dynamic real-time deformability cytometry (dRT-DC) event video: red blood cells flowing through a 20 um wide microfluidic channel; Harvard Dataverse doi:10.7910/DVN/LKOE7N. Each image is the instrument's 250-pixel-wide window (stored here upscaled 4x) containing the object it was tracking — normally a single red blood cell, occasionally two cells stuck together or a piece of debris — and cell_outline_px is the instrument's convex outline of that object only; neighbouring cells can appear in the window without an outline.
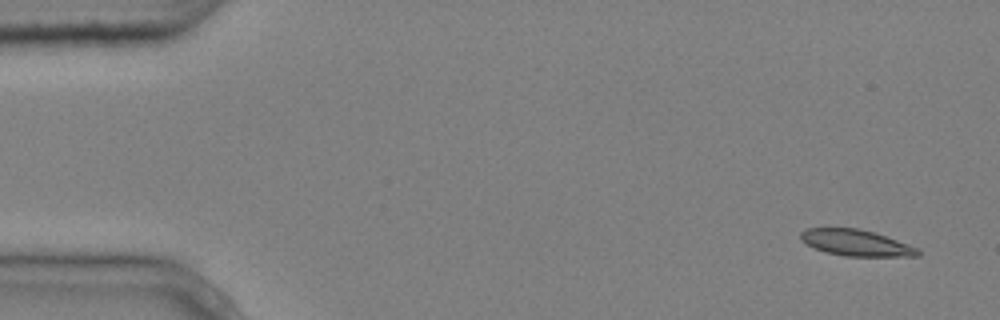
{"species": "common noctule bat (a hibernating species)", "species_latin": "Nyctalus noctula", "temperature_condition": "cold", "stored_images_in_passage": 8, "camera_frame_rate_fps": 3000, "um_per_image_px": 0.085, "animal": {"sex": "male", "body_mass_g": 20.4}, "frame": {"image": 1, "passage_image": 1, "time_ms": 0.0, "image_size_px": [1000, 320], "cell_outline_px": [[920, 256], [844, 256], [824, 252], [800, 240], [800, 232], [804, 228], [856, 228], [872, 232], [896, 240], [916, 248], [920, 252]], "centroid_in_image_um": [72.7, 20.64], "position_along_channel_um": 12.3, "area_um2": 17.63}}
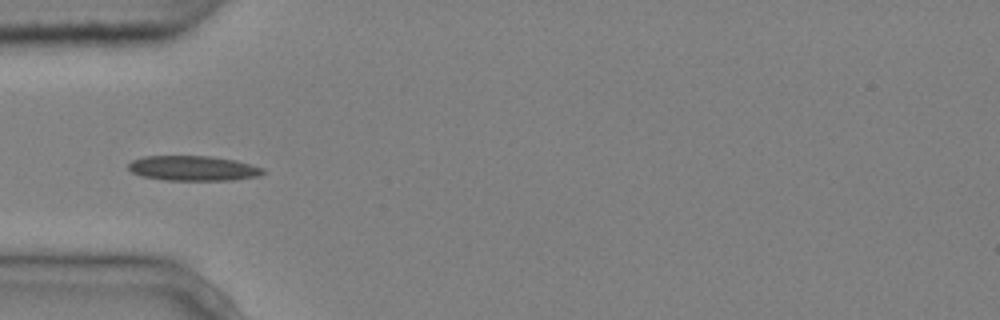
{"frame": {"image": 2, "passage_image": 5, "time_ms": 1.333, "image_size_px": [1000, 320], "cell_outline_px": [[268, 172], [260, 176], [236, 180], [164, 180], [140, 176], [132, 172], [128, 168], [128, 164], [132, 160], [144, 156], [212, 156], [236, 160], [264, 168]], "centroid_in_image_um": [16.46, 14.31], "position_along_channel_um": 68.5, "area_um2": 19.88}}
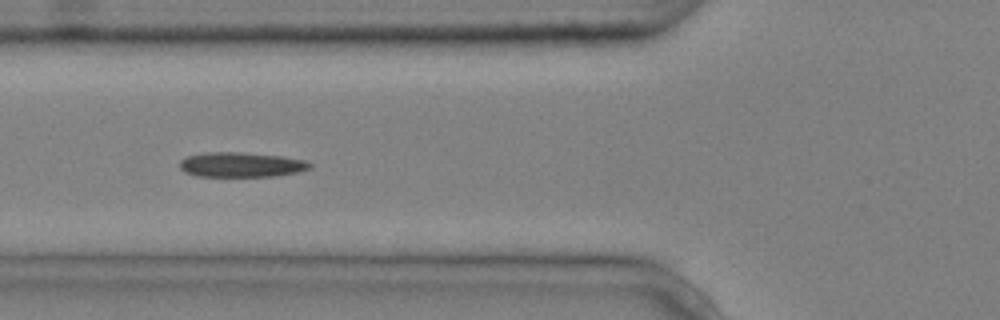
{"frame": {"image": 3, "passage_image": 6, "time_ms": 1.667, "image_size_px": [1000, 320], "cell_outline_px": [[312, 168], [296, 172], [276, 176], [196, 176], [184, 172], [180, 168], [180, 160], [184, 156], [204, 152], [240, 152], [280, 156], [304, 160], [312, 164]], "centroid_in_image_um": [20.45, 13.99], "position_along_channel_um": 105.3, "area_um2": 18.9}}